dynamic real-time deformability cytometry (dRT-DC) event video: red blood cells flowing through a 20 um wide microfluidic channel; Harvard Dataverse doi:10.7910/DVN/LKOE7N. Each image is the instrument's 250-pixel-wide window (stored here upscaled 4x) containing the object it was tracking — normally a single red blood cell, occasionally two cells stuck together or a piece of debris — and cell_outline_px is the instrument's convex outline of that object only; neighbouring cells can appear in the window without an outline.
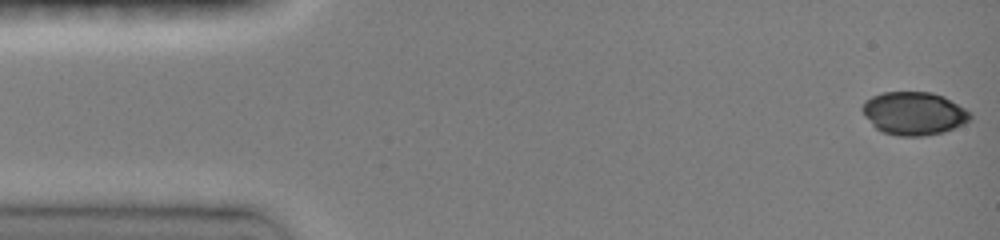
{"species": "common noctule bat (a hibernating species)", "species_latin": "Nyctalus noctula", "temperature_condition": "room temperature", "stored_images_in_passage": 39, "camera_frame_rate_fps": 3000, "um_per_image_px": 0.085, "animal": {"sex": "female", "body_mass_g": 19.0, "forearm_length_mm": 51.5}, "frame": {"image": 1, "passage_image": 1, "time_ms": 0.0, "image_size_px": [1000, 240], "cell_outline_px": [[972, 116], [964, 124], [944, 132], [924, 136], [900, 136], [884, 132], [876, 128], [864, 116], [860, 108], [864, 100], [872, 96], [884, 92], [932, 92], [944, 96], [972, 112]], "centroid_in_image_um": [77.68, 9.63], "position_along_channel_um": 7.3, "area_um2": 27.28}}
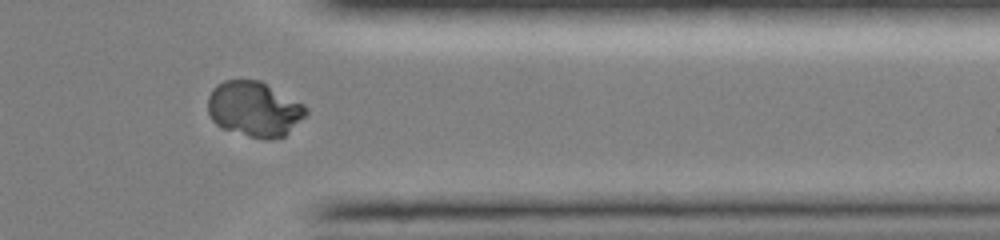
{"frame": {"image": 2, "passage_image": 31, "time_ms": 12.333, "image_size_px": [1000, 240], "cell_outline_px": [[308, 112], [284, 136], [268, 140], [264, 140], [248, 136], [220, 128], [212, 120], [208, 112], [208, 96], [212, 88], [216, 84], [224, 80], [260, 80], [304, 104], [308, 108]], "centroid_in_image_um": [21.58, 9.27], "position_along_channel_um": 389.8, "area_um2": 31.67}}
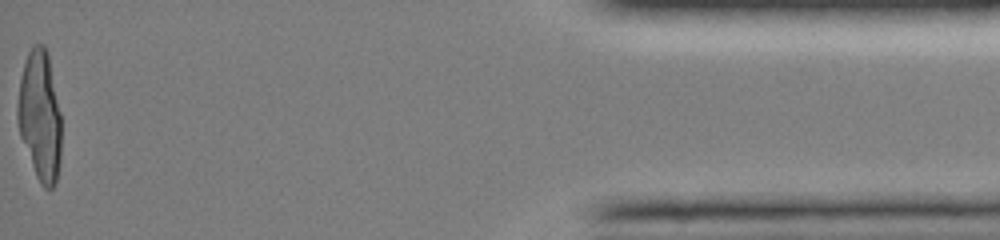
{"frame": {"image": 3, "passage_image": 39, "time_ms": 15.333, "image_size_px": [1000, 240], "cell_outline_px": [[60, 160], [56, 184], [52, 188], [44, 188], [40, 184], [36, 176], [20, 136], [16, 120], [16, 108], [20, 80], [24, 64], [28, 52], [32, 44], [44, 44], [48, 52], [60, 112]], "centroid_in_image_um": [3.37, 9.84], "position_along_channel_um": 431.8, "area_um2": 33.35}}